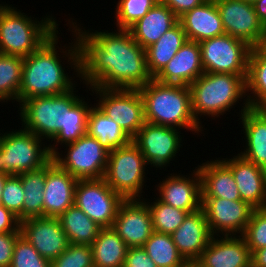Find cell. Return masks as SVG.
<instances>
[{
  "instance_id": "obj_8",
  "label": "cell",
  "mask_w": 266,
  "mask_h": 267,
  "mask_svg": "<svg viewBox=\"0 0 266 267\" xmlns=\"http://www.w3.org/2000/svg\"><path fill=\"white\" fill-rule=\"evenodd\" d=\"M77 85L61 94L24 100L17 106L22 127L46 142L50 141L61 129L62 114L81 97L76 94Z\"/></svg>"
},
{
  "instance_id": "obj_13",
  "label": "cell",
  "mask_w": 266,
  "mask_h": 267,
  "mask_svg": "<svg viewBox=\"0 0 266 267\" xmlns=\"http://www.w3.org/2000/svg\"><path fill=\"white\" fill-rule=\"evenodd\" d=\"M180 134L183 133L178 128L145 122L132 141L142 152L147 164L162 171L178 158L177 153L183 148L181 143L184 135Z\"/></svg>"
},
{
  "instance_id": "obj_2",
  "label": "cell",
  "mask_w": 266,
  "mask_h": 267,
  "mask_svg": "<svg viewBox=\"0 0 266 267\" xmlns=\"http://www.w3.org/2000/svg\"><path fill=\"white\" fill-rule=\"evenodd\" d=\"M59 32L61 31H57L38 50L23 59L19 105L24 100L33 97L67 92L77 84L74 79L77 77L80 79V46L78 39L73 32L71 36L73 41L71 40L70 45L65 44L62 48V43L59 40L60 36H58ZM58 42L61 43V48ZM64 62L65 64L69 62L68 64L75 74L72 72V76L68 75Z\"/></svg>"
},
{
  "instance_id": "obj_17",
  "label": "cell",
  "mask_w": 266,
  "mask_h": 267,
  "mask_svg": "<svg viewBox=\"0 0 266 267\" xmlns=\"http://www.w3.org/2000/svg\"><path fill=\"white\" fill-rule=\"evenodd\" d=\"M190 174L170 173L157 182L155 190H158L155 197L163 203L175 208L187 211L189 213L196 212L201 209L202 191L201 177L197 167Z\"/></svg>"
},
{
  "instance_id": "obj_4",
  "label": "cell",
  "mask_w": 266,
  "mask_h": 267,
  "mask_svg": "<svg viewBox=\"0 0 266 267\" xmlns=\"http://www.w3.org/2000/svg\"><path fill=\"white\" fill-rule=\"evenodd\" d=\"M247 76L230 73L204 72L198 79L189 85L191 91L192 112L196 121L201 125L200 119L204 116L215 120L221 118L226 112L233 110L235 105L242 108L238 117L250 109L247 99ZM240 101V102H239ZM242 105V106H241ZM203 115V116H202Z\"/></svg>"
},
{
  "instance_id": "obj_45",
  "label": "cell",
  "mask_w": 266,
  "mask_h": 267,
  "mask_svg": "<svg viewBox=\"0 0 266 267\" xmlns=\"http://www.w3.org/2000/svg\"><path fill=\"white\" fill-rule=\"evenodd\" d=\"M206 0H159L160 3L167 5L179 18L185 12L200 6Z\"/></svg>"
},
{
  "instance_id": "obj_10",
  "label": "cell",
  "mask_w": 266,
  "mask_h": 267,
  "mask_svg": "<svg viewBox=\"0 0 266 267\" xmlns=\"http://www.w3.org/2000/svg\"><path fill=\"white\" fill-rule=\"evenodd\" d=\"M52 159L76 179L104 178L109 151L88 133L75 142L63 145ZM64 152V153H63Z\"/></svg>"
},
{
  "instance_id": "obj_29",
  "label": "cell",
  "mask_w": 266,
  "mask_h": 267,
  "mask_svg": "<svg viewBox=\"0 0 266 267\" xmlns=\"http://www.w3.org/2000/svg\"><path fill=\"white\" fill-rule=\"evenodd\" d=\"M180 22L166 31L156 43L145 49L147 67L155 78L187 41Z\"/></svg>"
},
{
  "instance_id": "obj_11",
  "label": "cell",
  "mask_w": 266,
  "mask_h": 267,
  "mask_svg": "<svg viewBox=\"0 0 266 267\" xmlns=\"http://www.w3.org/2000/svg\"><path fill=\"white\" fill-rule=\"evenodd\" d=\"M204 72L247 76L252 48L229 34L199 42Z\"/></svg>"
},
{
  "instance_id": "obj_28",
  "label": "cell",
  "mask_w": 266,
  "mask_h": 267,
  "mask_svg": "<svg viewBox=\"0 0 266 267\" xmlns=\"http://www.w3.org/2000/svg\"><path fill=\"white\" fill-rule=\"evenodd\" d=\"M80 97L68 111L62 114L61 129L49 141L48 149L51 155L62 149L63 145L75 142L87 133L88 114L93 106ZM54 141V143H53ZM59 145L61 146L60 148Z\"/></svg>"
},
{
  "instance_id": "obj_36",
  "label": "cell",
  "mask_w": 266,
  "mask_h": 267,
  "mask_svg": "<svg viewBox=\"0 0 266 267\" xmlns=\"http://www.w3.org/2000/svg\"><path fill=\"white\" fill-rule=\"evenodd\" d=\"M23 59L19 56L0 54V102L12 101L19 104V90L22 82Z\"/></svg>"
},
{
  "instance_id": "obj_15",
  "label": "cell",
  "mask_w": 266,
  "mask_h": 267,
  "mask_svg": "<svg viewBox=\"0 0 266 267\" xmlns=\"http://www.w3.org/2000/svg\"><path fill=\"white\" fill-rule=\"evenodd\" d=\"M201 209L213 236L243 235L253 210L243 200L202 197Z\"/></svg>"
},
{
  "instance_id": "obj_30",
  "label": "cell",
  "mask_w": 266,
  "mask_h": 267,
  "mask_svg": "<svg viewBox=\"0 0 266 267\" xmlns=\"http://www.w3.org/2000/svg\"><path fill=\"white\" fill-rule=\"evenodd\" d=\"M127 249L112 227L101 228L91 244L94 267H123Z\"/></svg>"
},
{
  "instance_id": "obj_18",
  "label": "cell",
  "mask_w": 266,
  "mask_h": 267,
  "mask_svg": "<svg viewBox=\"0 0 266 267\" xmlns=\"http://www.w3.org/2000/svg\"><path fill=\"white\" fill-rule=\"evenodd\" d=\"M128 248L143 247L153 233L150 209L143 199H125L112 225Z\"/></svg>"
},
{
  "instance_id": "obj_23",
  "label": "cell",
  "mask_w": 266,
  "mask_h": 267,
  "mask_svg": "<svg viewBox=\"0 0 266 267\" xmlns=\"http://www.w3.org/2000/svg\"><path fill=\"white\" fill-rule=\"evenodd\" d=\"M203 73L200 45L187 40L154 79L163 84L189 86Z\"/></svg>"
},
{
  "instance_id": "obj_40",
  "label": "cell",
  "mask_w": 266,
  "mask_h": 267,
  "mask_svg": "<svg viewBox=\"0 0 266 267\" xmlns=\"http://www.w3.org/2000/svg\"><path fill=\"white\" fill-rule=\"evenodd\" d=\"M50 267H94L91 245L69 244Z\"/></svg>"
},
{
  "instance_id": "obj_19",
  "label": "cell",
  "mask_w": 266,
  "mask_h": 267,
  "mask_svg": "<svg viewBox=\"0 0 266 267\" xmlns=\"http://www.w3.org/2000/svg\"><path fill=\"white\" fill-rule=\"evenodd\" d=\"M219 159L231 170L241 200L255 209L266 208V169L248 161L239 152L232 158Z\"/></svg>"
},
{
  "instance_id": "obj_7",
  "label": "cell",
  "mask_w": 266,
  "mask_h": 267,
  "mask_svg": "<svg viewBox=\"0 0 266 267\" xmlns=\"http://www.w3.org/2000/svg\"><path fill=\"white\" fill-rule=\"evenodd\" d=\"M147 165L142 152L131 140L125 146L109 152L103 179L124 199H143V188L148 182Z\"/></svg>"
},
{
  "instance_id": "obj_43",
  "label": "cell",
  "mask_w": 266,
  "mask_h": 267,
  "mask_svg": "<svg viewBox=\"0 0 266 267\" xmlns=\"http://www.w3.org/2000/svg\"><path fill=\"white\" fill-rule=\"evenodd\" d=\"M20 235V228L16 232L0 234V267H10L14 246Z\"/></svg>"
},
{
  "instance_id": "obj_51",
  "label": "cell",
  "mask_w": 266,
  "mask_h": 267,
  "mask_svg": "<svg viewBox=\"0 0 266 267\" xmlns=\"http://www.w3.org/2000/svg\"><path fill=\"white\" fill-rule=\"evenodd\" d=\"M185 267H198L195 263L187 264Z\"/></svg>"
},
{
  "instance_id": "obj_38",
  "label": "cell",
  "mask_w": 266,
  "mask_h": 267,
  "mask_svg": "<svg viewBox=\"0 0 266 267\" xmlns=\"http://www.w3.org/2000/svg\"><path fill=\"white\" fill-rule=\"evenodd\" d=\"M158 2L159 0H118L113 16V21L116 19V28L128 30Z\"/></svg>"
},
{
  "instance_id": "obj_48",
  "label": "cell",
  "mask_w": 266,
  "mask_h": 267,
  "mask_svg": "<svg viewBox=\"0 0 266 267\" xmlns=\"http://www.w3.org/2000/svg\"><path fill=\"white\" fill-rule=\"evenodd\" d=\"M253 6L258 18L266 27V0H257L255 3H253Z\"/></svg>"
},
{
  "instance_id": "obj_34",
  "label": "cell",
  "mask_w": 266,
  "mask_h": 267,
  "mask_svg": "<svg viewBox=\"0 0 266 267\" xmlns=\"http://www.w3.org/2000/svg\"><path fill=\"white\" fill-rule=\"evenodd\" d=\"M24 190L22 220L31 217H43V190L46 181V165L40 169L21 173Z\"/></svg>"
},
{
  "instance_id": "obj_25",
  "label": "cell",
  "mask_w": 266,
  "mask_h": 267,
  "mask_svg": "<svg viewBox=\"0 0 266 267\" xmlns=\"http://www.w3.org/2000/svg\"><path fill=\"white\" fill-rule=\"evenodd\" d=\"M241 134H244V151L239 154L255 165L266 169V110L250 108L241 114ZM243 132V133H242Z\"/></svg>"
},
{
  "instance_id": "obj_35",
  "label": "cell",
  "mask_w": 266,
  "mask_h": 267,
  "mask_svg": "<svg viewBox=\"0 0 266 267\" xmlns=\"http://www.w3.org/2000/svg\"><path fill=\"white\" fill-rule=\"evenodd\" d=\"M143 248L157 267H185L188 264L169 234L153 231Z\"/></svg>"
},
{
  "instance_id": "obj_37",
  "label": "cell",
  "mask_w": 266,
  "mask_h": 267,
  "mask_svg": "<svg viewBox=\"0 0 266 267\" xmlns=\"http://www.w3.org/2000/svg\"><path fill=\"white\" fill-rule=\"evenodd\" d=\"M143 200L147 201L150 209L153 230L160 233L171 235L189 214L187 211L163 203L157 197L153 198V202L147 198Z\"/></svg>"
},
{
  "instance_id": "obj_3",
  "label": "cell",
  "mask_w": 266,
  "mask_h": 267,
  "mask_svg": "<svg viewBox=\"0 0 266 267\" xmlns=\"http://www.w3.org/2000/svg\"><path fill=\"white\" fill-rule=\"evenodd\" d=\"M138 89L144 103L145 122L186 129L193 135L198 134L197 137L205 135L204 126L196 121L192 112L189 86L163 84L153 78Z\"/></svg>"
},
{
  "instance_id": "obj_24",
  "label": "cell",
  "mask_w": 266,
  "mask_h": 267,
  "mask_svg": "<svg viewBox=\"0 0 266 267\" xmlns=\"http://www.w3.org/2000/svg\"><path fill=\"white\" fill-rule=\"evenodd\" d=\"M179 22L190 41L199 43L225 34L215 0H206L200 6L185 12L179 17Z\"/></svg>"
},
{
  "instance_id": "obj_1",
  "label": "cell",
  "mask_w": 266,
  "mask_h": 267,
  "mask_svg": "<svg viewBox=\"0 0 266 267\" xmlns=\"http://www.w3.org/2000/svg\"><path fill=\"white\" fill-rule=\"evenodd\" d=\"M66 21L65 25L75 33L80 46L81 79L76 81H83L86 89H138L153 79L148 71L145 50L129 30H85L72 17Z\"/></svg>"
},
{
  "instance_id": "obj_44",
  "label": "cell",
  "mask_w": 266,
  "mask_h": 267,
  "mask_svg": "<svg viewBox=\"0 0 266 267\" xmlns=\"http://www.w3.org/2000/svg\"><path fill=\"white\" fill-rule=\"evenodd\" d=\"M123 267H157V265L143 247H131L127 249Z\"/></svg>"
},
{
  "instance_id": "obj_47",
  "label": "cell",
  "mask_w": 266,
  "mask_h": 267,
  "mask_svg": "<svg viewBox=\"0 0 266 267\" xmlns=\"http://www.w3.org/2000/svg\"><path fill=\"white\" fill-rule=\"evenodd\" d=\"M251 267H266V247L255 250L251 254Z\"/></svg>"
},
{
  "instance_id": "obj_33",
  "label": "cell",
  "mask_w": 266,
  "mask_h": 267,
  "mask_svg": "<svg viewBox=\"0 0 266 267\" xmlns=\"http://www.w3.org/2000/svg\"><path fill=\"white\" fill-rule=\"evenodd\" d=\"M246 85L250 107L264 108L266 106V51L262 47L252 48L250 52Z\"/></svg>"
},
{
  "instance_id": "obj_12",
  "label": "cell",
  "mask_w": 266,
  "mask_h": 267,
  "mask_svg": "<svg viewBox=\"0 0 266 267\" xmlns=\"http://www.w3.org/2000/svg\"><path fill=\"white\" fill-rule=\"evenodd\" d=\"M124 200L103 178L79 179L75 187L74 204L101 228L112 227Z\"/></svg>"
},
{
  "instance_id": "obj_49",
  "label": "cell",
  "mask_w": 266,
  "mask_h": 267,
  "mask_svg": "<svg viewBox=\"0 0 266 267\" xmlns=\"http://www.w3.org/2000/svg\"><path fill=\"white\" fill-rule=\"evenodd\" d=\"M8 177H9V176L0 173V205H1L2 191H3V188H4V184H5V182H6V179H7Z\"/></svg>"
},
{
  "instance_id": "obj_22",
  "label": "cell",
  "mask_w": 266,
  "mask_h": 267,
  "mask_svg": "<svg viewBox=\"0 0 266 267\" xmlns=\"http://www.w3.org/2000/svg\"><path fill=\"white\" fill-rule=\"evenodd\" d=\"M171 236L178 252L188 264L199 259L213 237L202 209L189 213Z\"/></svg>"
},
{
  "instance_id": "obj_46",
  "label": "cell",
  "mask_w": 266,
  "mask_h": 267,
  "mask_svg": "<svg viewBox=\"0 0 266 267\" xmlns=\"http://www.w3.org/2000/svg\"><path fill=\"white\" fill-rule=\"evenodd\" d=\"M19 228L18 218L10 210L0 205V234L16 232Z\"/></svg>"
},
{
  "instance_id": "obj_6",
  "label": "cell",
  "mask_w": 266,
  "mask_h": 267,
  "mask_svg": "<svg viewBox=\"0 0 266 267\" xmlns=\"http://www.w3.org/2000/svg\"><path fill=\"white\" fill-rule=\"evenodd\" d=\"M3 130L0 140V173L18 176L40 169L52 159L46 141L33 132L22 126L5 133Z\"/></svg>"
},
{
  "instance_id": "obj_39",
  "label": "cell",
  "mask_w": 266,
  "mask_h": 267,
  "mask_svg": "<svg viewBox=\"0 0 266 267\" xmlns=\"http://www.w3.org/2000/svg\"><path fill=\"white\" fill-rule=\"evenodd\" d=\"M250 253L266 247V208L254 209L242 235Z\"/></svg>"
},
{
  "instance_id": "obj_27",
  "label": "cell",
  "mask_w": 266,
  "mask_h": 267,
  "mask_svg": "<svg viewBox=\"0 0 266 267\" xmlns=\"http://www.w3.org/2000/svg\"><path fill=\"white\" fill-rule=\"evenodd\" d=\"M178 22L179 18L174 12L167 5L158 2L128 30L133 39L145 50Z\"/></svg>"
},
{
  "instance_id": "obj_5",
  "label": "cell",
  "mask_w": 266,
  "mask_h": 267,
  "mask_svg": "<svg viewBox=\"0 0 266 267\" xmlns=\"http://www.w3.org/2000/svg\"><path fill=\"white\" fill-rule=\"evenodd\" d=\"M3 3H0V54L25 58L58 31L59 24L52 14L39 21L12 4Z\"/></svg>"
},
{
  "instance_id": "obj_20",
  "label": "cell",
  "mask_w": 266,
  "mask_h": 267,
  "mask_svg": "<svg viewBox=\"0 0 266 267\" xmlns=\"http://www.w3.org/2000/svg\"><path fill=\"white\" fill-rule=\"evenodd\" d=\"M78 179L62 169L53 159L46 164L43 190V217L58 218L74 204Z\"/></svg>"
},
{
  "instance_id": "obj_9",
  "label": "cell",
  "mask_w": 266,
  "mask_h": 267,
  "mask_svg": "<svg viewBox=\"0 0 266 267\" xmlns=\"http://www.w3.org/2000/svg\"><path fill=\"white\" fill-rule=\"evenodd\" d=\"M88 89L87 93L91 91L90 95L95 94L94 104L101 112L113 119L132 139L145 123L144 103L139 89L97 87Z\"/></svg>"
},
{
  "instance_id": "obj_14",
  "label": "cell",
  "mask_w": 266,
  "mask_h": 267,
  "mask_svg": "<svg viewBox=\"0 0 266 267\" xmlns=\"http://www.w3.org/2000/svg\"><path fill=\"white\" fill-rule=\"evenodd\" d=\"M225 34L247 43L251 48L261 47L266 27L258 18L254 6L242 0H215Z\"/></svg>"
},
{
  "instance_id": "obj_21",
  "label": "cell",
  "mask_w": 266,
  "mask_h": 267,
  "mask_svg": "<svg viewBox=\"0 0 266 267\" xmlns=\"http://www.w3.org/2000/svg\"><path fill=\"white\" fill-rule=\"evenodd\" d=\"M195 264L198 267H251V253L242 235L213 236Z\"/></svg>"
},
{
  "instance_id": "obj_31",
  "label": "cell",
  "mask_w": 266,
  "mask_h": 267,
  "mask_svg": "<svg viewBox=\"0 0 266 267\" xmlns=\"http://www.w3.org/2000/svg\"><path fill=\"white\" fill-rule=\"evenodd\" d=\"M87 133L109 152L125 146L132 139L94 104L88 114Z\"/></svg>"
},
{
  "instance_id": "obj_26",
  "label": "cell",
  "mask_w": 266,
  "mask_h": 267,
  "mask_svg": "<svg viewBox=\"0 0 266 267\" xmlns=\"http://www.w3.org/2000/svg\"><path fill=\"white\" fill-rule=\"evenodd\" d=\"M197 168L201 177L202 197L241 200L231 170L219 158L202 162Z\"/></svg>"
},
{
  "instance_id": "obj_52",
  "label": "cell",
  "mask_w": 266,
  "mask_h": 267,
  "mask_svg": "<svg viewBox=\"0 0 266 267\" xmlns=\"http://www.w3.org/2000/svg\"><path fill=\"white\" fill-rule=\"evenodd\" d=\"M242 1H245V2H248V3L253 4V3H255L257 0H242Z\"/></svg>"
},
{
  "instance_id": "obj_50",
  "label": "cell",
  "mask_w": 266,
  "mask_h": 267,
  "mask_svg": "<svg viewBox=\"0 0 266 267\" xmlns=\"http://www.w3.org/2000/svg\"><path fill=\"white\" fill-rule=\"evenodd\" d=\"M261 47L266 51V36Z\"/></svg>"
},
{
  "instance_id": "obj_32",
  "label": "cell",
  "mask_w": 266,
  "mask_h": 267,
  "mask_svg": "<svg viewBox=\"0 0 266 267\" xmlns=\"http://www.w3.org/2000/svg\"><path fill=\"white\" fill-rule=\"evenodd\" d=\"M58 219L70 244L91 245L101 229L75 204L62 213Z\"/></svg>"
},
{
  "instance_id": "obj_42",
  "label": "cell",
  "mask_w": 266,
  "mask_h": 267,
  "mask_svg": "<svg viewBox=\"0 0 266 267\" xmlns=\"http://www.w3.org/2000/svg\"><path fill=\"white\" fill-rule=\"evenodd\" d=\"M24 190L19 176H9L2 191L1 205L22 221Z\"/></svg>"
},
{
  "instance_id": "obj_41",
  "label": "cell",
  "mask_w": 266,
  "mask_h": 267,
  "mask_svg": "<svg viewBox=\"0 0 266 267\" xmlns=\"http://www.w3.org/2000/svg\"><path fill=\"white\" fill-rule=\"evenodd\" d=\"M10 267H50V261L44 259L23 236L16 240Z\"/></svg>"
},
{
  "instance_id": "obj_16",
  "label": "cell",
  "mask_w": 266,
  "mask_h": 267,
  "mask_svg": "<svg viewBox=\"0 0 266 267\" xmlns=\"http://www.w3.org/2000/svg\"><path fill=\"white\" fill-rule=\"evenodd\" d=\"M23 236L46 260L58 258L70 244L58 218L31 217L20 221Z\"/></svg>"
}]
</instances>
